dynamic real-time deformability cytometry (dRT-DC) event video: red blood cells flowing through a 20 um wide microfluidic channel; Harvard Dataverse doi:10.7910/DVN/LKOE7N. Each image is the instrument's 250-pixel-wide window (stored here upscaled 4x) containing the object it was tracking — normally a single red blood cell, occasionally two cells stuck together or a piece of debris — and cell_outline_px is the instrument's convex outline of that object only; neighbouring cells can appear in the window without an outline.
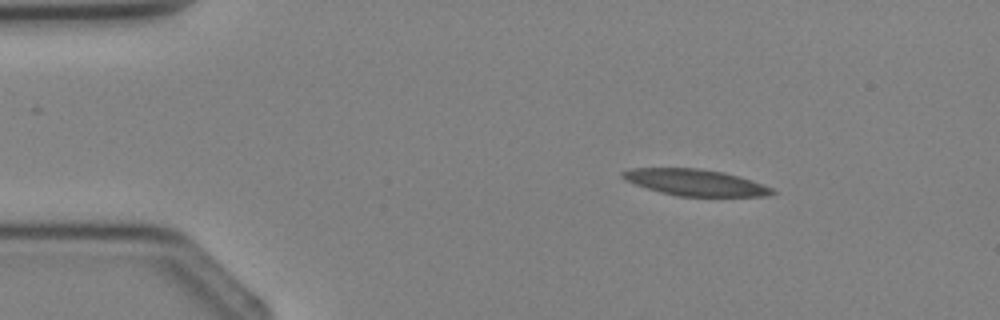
{"species": "Egyptian fruit bat (a non-hibernating species)", "species_latin": "Rousettus aegyptiacus", "temperature_condition": "cold", "stored_images_in_passage": 3, "camera_frame_rate_fps": 3000, "um_per_image_px": 0.085, "animal": {"sex": "female"}, "frame": {"image": 1, "passage_image": 3, "time_ms": 3.333, "image_size_px": [1000, 320], "cell_outline_px": [[776, 192], [768, 196], [676, 196], [660, 192], [624, 180], [620, 176], [620, 172], [628, 168], [696, 168], [724, 172], [752, 180], [772, 188]], "centroid_in_image_um": [59.07, 15.5], "position_along_channel_um": 25.9, "area_um2": 23.0}}